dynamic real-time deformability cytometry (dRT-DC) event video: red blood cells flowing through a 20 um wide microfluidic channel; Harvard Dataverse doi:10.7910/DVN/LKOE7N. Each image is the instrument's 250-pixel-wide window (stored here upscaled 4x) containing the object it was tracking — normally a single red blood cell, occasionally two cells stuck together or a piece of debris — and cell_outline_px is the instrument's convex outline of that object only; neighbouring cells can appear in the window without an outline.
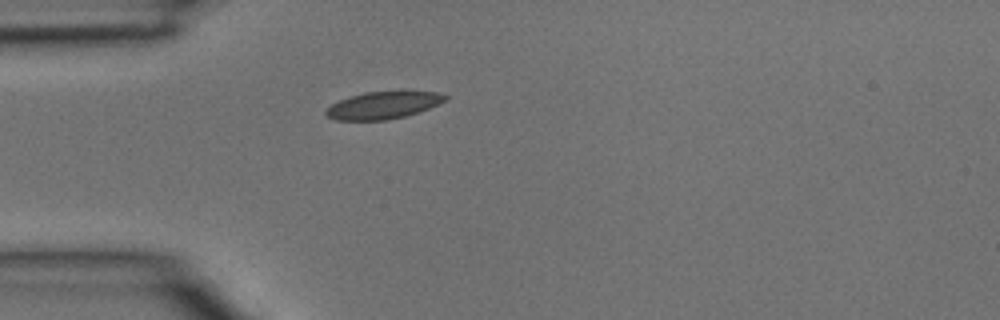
{"species": "common noctule bat (a hibernating species)", "species_latin": "Nyctalus noctula", "temperature_condition": "room temperature", "stored_images_in_passage": 1, "camera_frame_rate_fps": 3000, "um_per_image_px": 0.085, "animal": {"sex": "male", "body_mass_g": 15.6}, "frame": {"image": 1, "passage_image": 1, "time_ms": 0.0, "image_size_px": [1000, 320], "cell_outline_px": [[448, 96], [444, 100], [428, 108], [404, 116], [384, 120], [336, 120], [328, 116], [324, 112], [332, 104], [340, 100], [364, 92], [436, 92]], "centroid_in_image_um": [32.51, 8.95], "position_along_channel_um": 52.5, "area_um2": 18.26}}